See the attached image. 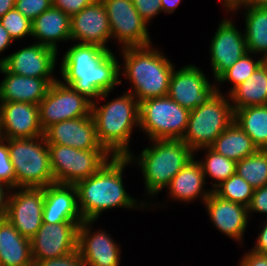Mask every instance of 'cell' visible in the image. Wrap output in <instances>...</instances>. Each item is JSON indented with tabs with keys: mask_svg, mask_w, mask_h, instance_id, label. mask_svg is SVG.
Wrapping results in <instances>:
<instances>
[{
	"mask_svg": "<svg viewBox=\"0 0 267 266\" xmlns=\"http://www.w3.org/2000/svg\"><path fill=\"white\" fill-rule=\"evenodd\" d=\"M62 58V82L92 103L96 98L105 99L115 86L122 83L119 79L122 66L111 50L77 42L69 47Z\"/></svg>",
	"mask_w": 267,
	"mask_h": 266,
	"instance_id": "obj_1",
	"label": "cell"
},
{
	"mask_svg": "<svg viewBox=\"0 0 267 266\" xmlns=\"http://www.w3.org/2000/svg\"><path fill=\"white\" fill-rule=\"evenodd\" d=\"M130 163L127 157H112L94 175L74 185L83 220L97 221L102 212L115 207L138 209L139 204L147 208L145 202L139 203L124 188L123 172Z\"/></svg>",
	"mask_w": 267,
	"mask_h": 266,
	"instance_id": "obj_2",
	"label": "cell"
},
{
	"mask_svg": "<svg viewBox=\"0 0 267 266\" xmlns=\"http://www.w3.org/2000/svg\"><path fill=\"white\" fill-rule=\"evenodd\" d=\"M122 49L124 70L120 74H124L125 79L132 83V89L128 92L139 103L150 98L167 96L174 70L170 60L151 45Z\"/></svg>",
	"mask_w": 267,
	"mask_h": 266,
	"instance_id": "obj_3",
	"label": "cell"
},
{
	"mask_svg": "<svg viewBox=\"0 0 267 266\" xmlns=\"http://www.w3.org/2000/svg\"><path fill=\"white\" fill-rule=\"evenodd\" d=\"M97 105L96 101L92 103L91 115L100 144L113 157H127L133 128L139 127V102L126 92L107 104Z\"/></svg>",
	"mask_w": 267,
	"mask_h": 266,
	"instance_id": "obj_4",
	"label": "cell"
},
{
	"mask_svg": "<svg viewBox=\"0 0 267 266\" xmlns=\"http://www.w3.org/2000/svg\"><path fill=\"white\" fill-rule=\"evenodd\" d=\"M151 142L152 146L146 147L138 159L132 153L127 158L131 162L137 160L144 176L146 194L153 197L169 186L172 178L194 158L195 152L181 139Z\"/></svg>",
	"mask_w": 267,
	"mask_h": 266,
	"instance_id": "obj_5",
	"label": "cell"
},
{
	"mask_svg": "<svg viewBox=\"0 0 267 266\" xmlns=\"http://www.w3.org/2000/svg\"><path fill=\"white\" fill-rule=\"evenodd\" d=\"M8 149L15 173V188H44L55 183L44 135L8 139Z\"/></svg>",
	"mask_w": 267,
	"mask_h": 266,
	"instance_id": "obj_6",
	"label": "cell"
},
{
	"mask_svg": "<svg viewBox=\"0 0 267 266\" xmlns=\"http://www.w3.org/2000/svg\"><path fill=\"white\" fill-rule=\"evenodd\" d=\"M217 87V93L203 105L190 111L187 130L182 137L194 152L210 147L214 140L234 121V110L229 96Z\"/></svg>",
	"mask_w": 267,
	"mask_h": 266,
	"instance_id": "obj_7",
	"label": "cell"
},
{
	"mask_svg": "<svg viewBox=\"0 0 267 266\" xmlns=\"http://www.w3.org/2000/svg\"><path fill=\"white\" fill-rule=\"evenodd\" d=\"M189 113L168 95L150 98L139 103V129L150 140L182 139Z\"/></svg>",
	"mask_w": 267,
	"mask_h": 266,
	"instance_id": "obj_8",
	"label": "cell"
},
{
	"mask_svg": "<svg viewBox=\"0 0 267 266\" xmlns=\"http://www.w3.org/2000/svg\"><path fill=\"white\" fill-rule=\"evenodd\" d=\"M55 183L75 185L98 172L113 156L106 149L79 150L48 144ZM110 158V159H109Z\"/></svg>",
	"mask_w": 267,
	"mask_h": 266,
	"instance_id": "obj_9",
	"label": "cell"
},
{
	"mask_svg": "<svg viewBox=\"0 0 267 266\" xmlns=\"http://www.w3.org/2000/svg\"><path fill=\"white\" fill-rule=\"evenodd\" d=\"M38 106L40 126L45 131L52 124L89 116L92 102L57 79L50 85Z\"/></svg>",
	"mask_w": 267,
	"mask_h": 266,
	"instance_id": "obj_10",
	"label": "cell"
},
{
	"mask_svg": "<svg viewBox=\"0 0 267 266\" xmlns=\"http://www.w3.org/2000/svg\"><path fill=\"white\" fill-rule=\"evenodd\" d=\"M108 16L113 40L126 47L152 45L147 23L140 16L132 0H101Z\"/></svg>",
	"mask_w": 267,
	"mask_h": 266,
	"instance_id": "obj_11",
	"label": "cell"
},
{
	"mask_svg": "<svg viewBox=\"0 0 267 266\" xmlns=\"http://www.w3.org/2000/svg\"><path fill=\"white\" fill-rule=\"evenodd\" d=\"M11 192L5 218L30 240L43 224L44 188L17 187Z\"/></svg>",
	"mask_w": 267,
	"mask_h": 266,
	"instance_id": "obj_12",
	"label": "cell"
},
{
	"mask_svg": "<svg viewBox=\"0 0 267 266\" xmlns=\"http://www.w3.org/2000/svg\"><path fill=\"white\" fill-rule=\"evenodd\" d=\"M216 84L212 85L203 71L195 65H186L173 70L168 96L189 111L206 103L217 93Z\"/></svg>",
	"mask_w": 267,
	"mask_h": 266,
	"instance_id": "obj_13",
	"label": "cell"
},
{
	"mask_svg": "<svg viewBox=\"0 0 267 266\" xmlns=\"http://www.w3.org/2000/svg\"><path fill=\"white\" fill-rule=\"evenodd\" d=\"M81 222L43 223L30 239L33 260L59 258L77 250Z\"/></svg>",
	"mask_w": 267,
	"mask_h": 266,
	"instance_id": "obj_14",
	"label": "cell"
},
{
	"mask_svg": "<svg viewBox=\"0 0 267 266\" xmlns=\"http://www.w3.org/2000/svg\"><path fill=\"white\" fill-rule=\"evenodd\" d=\"M233 23L223 18L210 42V61L215 81L247 53L245 35Z\"/></svg>",
	"mask_w": 267,
	"mask_h": 266,
	"instance_id": "obj_15",
	"label": "cell"
},
{
	"mask_svg": "<svg viewBox=\"0 0 267 266\" xmlns=\"http://www.w3.org/2000/svg\"><path fill=\"white\" fill-rule=\"evenodd\" d=\"M57 52L49 47L34 43L7 57H1L0 64L16 75L36 78H54Z\"/></svg>",
	"mask_w": 267,
	"mask_h": 266,
	"instance_id": "obj_16",
	"label": "cell"
},
{
	"mask_svg": "<svg viewBox=\"0 0 267 266\" xmlns=\"http://www.w3.org/2000/svg\"><path fill=\"white\" fill-rule=\"evenodd\" d=\"M95 221L83 220L78 228L77 250L86 266H120V247L103 230L91 231ZM92 232V233H91Z\"/></svg>",
	"mask_w": 267,
	"mask_h": 266,
	"instance_id": "obj_17",
	"label": "cell"
},
{
	"mask_svg": "<svg viewBox=\"0 0 267 266\" xmlns=\"http://www.w3.org/2000/svg\"><path fill=\"white\" fill-rule=\"evenodd\" d=\"M0 131L2 139L43 136L39 106L24 102H0Z\"/></svg>",
	"mask_w": 267,
	"mask_h": 266,
	"instance_id": "obj_18",
	"label": "cell"
},
{
	"mask_svg": "<svg viewBox=\"0 0 267 266\" xmlns=\"http://www.w3.org/2000/svg\"><path fill=\"white\" fill-rule=\"evenodd\" d=\"M71 40L78 43L96 44L107 50L109 39H112L106 9L101 0H95L79 13L71 16ZM80 40V41H79Z\"/></svg>",
	"mask_w": 267,
	"mask_h": 266,
	"instance_id": "obj_19",
	"label": "cell"
},
{
	"mask_svg": "<svg viewBox=\"0 0 267 266\" xmlns=\"http://www.w3.org/2000/svg\"><path fill=\"white\" fill-rule=\"evenodd\" d=\"M47 144L70 146L79 150L105 149L97 138L92 115L52 124L44 131Z\"/></svg>",
	"mask_w": 267,
	"mask_h": 266,
	"instance_id": "obj_20",
	"label": "cell"
},
{
	"mask_svg": "<svg viewBox=\"0 0 267 266\" xmlns=\"http://www.w3.org/2000/svg\"><path fill=\"white\" fill-rule=\"evenodd\" d=\"M203 204L206 206L213 226L215 225L220 232L235 241L243 242L244 232L249 222L248 207L223 199L213 191Z\"/></svg>",
	"mask_w": 267,
	"mask_h": 266,
	"instance_id": "obj_21",
	"label": "cell"
},
{
	"mask_svg": "<svg viewBox=\"0 0 267 266\" xmlns=\"http://www.w3.org/2000/svg\"><path fill=\"white\" fill-rule=\"evenodd\" d=\"M43 223L82 222L74 185L54 183L44 187Z\"/></svg>",
	"mask_w": 267,
	"mask_h": 266,
	"instance_id": "obj_22",
	"label": "cell"
},
{
	"mask_svg": "<svg viewBox=\"0 0 267 266\" xmlns=\"http://www.w3.org/2000/svg\"><path fill=\"white\" fill-rule=\"evenodd\" d=\"M0 72L5 76L0 82V102H24L39 105L46 96L50 85L57 78H36L8 72L0 64Z\"/></svg>",
	"mask_w": 267,
	"mask_h": 266,
	"instance_id": "obj_23",
	"label": "cell"
},
{
	"mask_svg": "<svg viewBox=\"0 0 267 266\" xmlns=\"http://www.w3.org/2000/svg\"><path fill=\"white\" fill-rule=\"evenodd\" d=\"M245 7V40L247 52L262 54L267 60V7H258L245 0H233L225 6V11L236 12Z\"/></svg>",
	"mask_w": 267,
	"mask_h": 266,
	"instance_id": "obj_24",
	"label": "cell"
},
{
	"mask_svg": "<svg viewBox=\"0 0 267 266\" xmlns=\"http://www.w3.org/2000/svg\"><path fill=\"white\" fill-rule=\"evenodd\" d=\"M205 180L200 163L193 158L172 178L167 187L169 196L185 203L201 197L204 203L212 192L203 190L207 184Z\"/></svg>",
	"mask_w": 267,
	"mask_h": 266,
	"instance_id": "obj_25",
	"label": "cell"
},
{
	"mask_svg": "<svg viewBox=\"0 0 267 266\" xmlns=\"http://www.w3.org/2000/svg\"><path fill=\"white\" fill-rule=\"evenodd\" d=\"M70 21L69 15L51 6L31 22L32 37L37 38L39 44L57 52V42L71 40Z\"/></svg>",
	"mask_w": 267,
	"mask_h": 266,
	"instance_id": "obj_26",
	"label": "cell"
},
{
	"mask_svg": "<svg viewBox=\"0 0 267 266\" xmlns=\"http://www.w3.org/2000/svg\"><path fill=\"white\" fill-rule=\"evenodd\" d=\"M0 266H34L30 240L6 218L0 219Z\"/></svg>",
	"mask_w": 267,
	"mask_h": 266,
	"instance_id": "obj_27",
	"label": "cell"
},
{
	"mask_svg": "<svg viewBox=\"0 0 267 266\" xmlns=\"http://www.w3.org/2000/svg\"><path fill=\"white\" fill-rule=\"evenodd\" d=\"M228 95L234 111L247 106L266 105L267 60Z\"/></svg>",
	"mask_w": 267,
	"mask_h": 266,
	"instance_id": "obj_28",
	"label": "cell"
},
{
	"mask_svg": "<svg viewBox=\"0 0 267 266\" xmlns=\"http://www.w3.org/2000/svg\"><path fill=\"white\" fill-rule=\"evenodd\" d=\"M210 148L235 162L251 156L258 150L235 121L214 140Z\"/></svg>",
	"mask_w": 267,
	"mask_h": 266,
	"instance_id": "obj_29",
	"label": "cell"
},
{
	"mask_svg": "<svg viewBox=\"0 0 267 266\" xmlns=\"http://www.w3.org/2000/svg\"><path fill=\"white\" fill-rule=\"evenodd\" d=\"M234 121L258 149H267V105L237 109L234 111Z\"/></svg>",
	"mask_w": 267,
	"mask_h": 266,
	"instance_id": "obj_30",
	"label": "cell"
},
{
	"mask_svg": "<svg viewBox=\"0 0 267 266\" xmlns=\"http://www.w3.org/2000/svg\"><path fill=\"white\" fill-rule=\"evenodd\" d=\"M235 173L254 189L267 185V151L258 149L251 156L236 162Z\"/></svg>",
	"mask_w": 267,
	"mask_h": 266,
	"instance_id": "obj_31",
	"label": "cell"
},
{
	"mask_svg": "<svg viewBox=\"0 0 267 266\" xmlns=\"http://www.w3.org/2000/svg\"><path fill=\"white\" fill-rule=\"evenodd\" d=\"M205 150L206 156L205 159H201L198 162L202 167V171L204 173L205 179L206 175L212 178L213 181H217L218 183H212V190L219 185L222 181L227 180L230 176L235 174L236 171V162L228 159L227 157L216 153L210 147L200 148L198 151Z\"/></svg>",
	"mask_w": 267,
	"mask_h": 266,
	"instance_id": "obj_32",
	"label": "cell"
},
{
	"mask_svg": "<svg viewBox=\"0 0 267 266\" xmlns=\"http://www.w3.org/2000/svg\"><path fill=\"white\" fill-rule=\"evenodd\" d=\"M217 196L234 203L249 206L254 188L236 173L212 190Z\"/></svg>",
	"mask_w": 267,
	"mask_h": 266,
	"instance_id": "obj_33",
	"label": "cell"
},
{
	"mask_svg": "<svg viewBox=\"0 0 267 266\" xmlns=\"http://www.w3.org/2000/svg\"><path fill=\"white\" fill-rule=\"evenodd\" d=\"M251 52H247L240 59H238L230 68H228L217 80L216 84L229 82L233 83L229 94L246 79L257 70V68L265 61L264 58L260 57L259 60H254Z\"/></svg>",
	"mask_w": 267,
	"mask_h": 266,
	"instance_id": "obj_34",
	"label": "cell"
},
{
	"mask_svg": "<svg viewBox=\"0 0 267 266\" xmlns=\"http://www.w3.org/2000/svg\"><path fill=\"white\" fill-rule=\"evenodd\" d=\"M28 18L22 15L16 8L9 10L0 18V23L9 33L13 41L21 40L25 36H32V27Z\"/></svg>",
	"mask_w": 267,
	"mask_h": 266,
	"instance_id": "obj_35",
	"label": "cell"
},
{
	"mask_svg": "<svg viewBox=\"0 0 267 266\" xmlns=\"http://www.w3.org/2000/svg\"><path fill=\"white\" fill-rule=\"evenodd\" d=\"M0 181L15 188V173L11 163L8 139H0Z\"/></svg>",
	"mask_w": 267,
	"mask_h": 266,
	"instance_id": "obj_36",
	"label": "cell"
},
{
	"mask_svg": "<svg viewBox=\"0 0 267 266\" xmlns=\"http://www.w3.org/2000/svg\"><path fill=\"white\" fill-rule=\"evenodd\" d=\"M52 0H15V8L30 21L48 10Z\"/></svg>",
	"mask_w": 267,
	"mask_h": 266,
	"instance_id": "obj_37",
	"label": "cell"
},
{
	"mask_svg": "<svg viewBox=\"0 0 267 266\" xmlns=\"http://www.w3.org/2000/svg\"><path fill=\"white\" fill-rule=\"evenodd\" d=\"M34 266H86L78 250L47 260H33Z\"/></svg>",
	"mask_w": 267,
	"mask_h": 266,
	"instance_id": "obj_38",
	"label": "cell"
},
{
	"mask_svg": "<svg viewBox=\"0 0 267 266\" xmlns=\"http://www.w3.org/2000/svg\"><path fill=\"white\" fill-rule=\"evenodd\" d=\"M132 2L147 25L162 11L161 0H132Z\"/></svg>",
	"mask_w": 267,
	"mask_h": 266,
	"instance_id": "obj_39",
	"label": "cell"
},
{
	"mask_svg": "<svg viewBox=\"0 0 267 266\" xmlns=\"http://www.w3.org/2000/svg\"><path fill=\"white\" fill-rule=\"evenodd\" d=\"M95 0H52V6L60 9L70 17L79 13L83 8L90 5Z\"/></svg>",
	"mask_w": 267,
	"mask_h": 266,
	"instance_id": "obj_40",
	"label": "cell"
},
{
	"mask_svg": "<svg viewBox=\"0 0 267 266\" xmlns=\"http://www.w3.org/2000/svg\"><path fill=\"white\" fill-rule=\"evenodd\" d=\"M258 212L267 214V185L254 189L251 202L248 206V214Z\"/></svg>",
	"mask_w": 267,
	"mask_h": 266,
	"instance_id": "obj_41",
	"label": "cell"
},
{
	"mask_svg": "<svg viewBox=\"0 0 267 266\" xmlns=\"http://www.w3.org/2000/svg\"><path fill=\"white\" fill-rule=\"evenodd\" d=\"M239 262V266H267V256L265 253H258L251 250Z\"/></svg>",
	"mask_w": 267,
	"mask_h": 266,
	"instance_id": "obj_42",
	"label": "cell"
},
{
	"mask_svg": "<svg viewBox=\"0 0 267 266\" xmlns=\"http://www.w3.org/2000/svg\"><path fill=\"white\" fill-rule=\"evenodd\" d=\"M12 188L0 181V219L5 218Z\"/></svg>",
	"mask_w": 267,
	"mask_h": 266,
	"instance_id": "obj_43",
	"label": "cell"
},
{
	"mask_svg": "<svg viewBox=\"0 0 267 266\" xmlns=\"http://www.w3.org/2000/svg\"><path fill=\"white\" fill-rule=\"evenodd\" d=\"M263 227L261 228L260 234L258 235L257 242L253 247V251L258 253L267 252V220H265Z\"/></svg>",
	"mask_w": 267,
	"mask_h": 266,
	"instance_id": "obj_44",
	"label": "cell"
},
{
	"mask_svg": "<svg viewBox=\"0 0 267 266\" xmlns=\"http://www.w3.org/2000/svg\"><path fill=\"white\" fill-rule=\"evenodd\" d=\"M13 42L14 41L9 35V33L0 23V53L3 52L5 49H7L8 46H10V44H13Z\"/></svg>",
	"mask_w": 267,
	"mask_h": 266,
	"instance_id": "obj_45",
	"label": "cell"
},
{
	"mask_svg": "<svg viewBox=\"0 0 267 266\" xmlns=\"http://www.w3.org/2000/svg\"><path fill=\"white\" fill-rule=\"evenodd\" d=\"M180 2L181 0H161L162 12L172 14Z\"/></svg>",
	"mask_w": 267,
	"mask_h": 266,
	"instance_id": "obj_46",
	"label": "cell"
},
{
	"mask_svg": "<svg viewBox=\"0 0 267 266\" xmlns=\"http://www.w3.org/2000/svg\"><path fill=\"white\" fill-rule=\"evenodd\" d=\"M13 8H15V0H0V18Z\"/></svg>",
	"mask_w": 267,
	"mask_h": 266,
	"instance_id": "obj_47",
	"label": "cell"
},
{
	"mask_svg": "<svg viewBox=\"0 0 267 266\" xmlns=\"http://www.w3.org/2000/svg\"><path fill=\"white\" fill-rule=\"evenodd\" d=\"M247 3L258 6L267 7V0H245Z\"/></svg>",
	"mask_w": 267,
	"mask_h": 266,
	"instance_id": "obj_48",
	"label": "cell"
},
{
	"mask_svg": "<svg viewBox=\"0 0 267 266\" xmlns=\"http://www.w3.org/2000/svg\"><path fill=\"white\" fill-rule=\"evenodd\" d=\"M231 1H233V0H222V2H223L222 4L225 7Z\"/></svg>",
	"mask_w": 267,
	"mask_h": 266,
	"instance_id": "obj_49",
	"label": "cell"
}]
</instances>
